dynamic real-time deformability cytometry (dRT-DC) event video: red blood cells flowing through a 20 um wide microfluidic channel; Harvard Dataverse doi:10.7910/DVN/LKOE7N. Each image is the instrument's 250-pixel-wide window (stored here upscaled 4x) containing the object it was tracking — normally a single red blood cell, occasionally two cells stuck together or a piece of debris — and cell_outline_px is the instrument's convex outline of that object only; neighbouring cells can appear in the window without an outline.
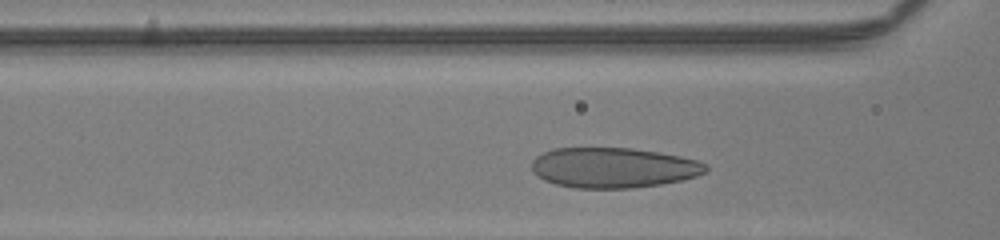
{"species": "human", "species_latin": "Homo sapiens", "temperature_condition": "room temperature", "stored_images_in_passage": 27, "camera_frame_rate_fps": 3000, "um_per_image_px": 0.085, "donor": {"sex": "male"}, "frame": {"image": 1, "passage_image": 6, "time_ms": 1.667, "image_size_px": [1000, 240], "cell_outline_px": [[708, 172], [684, 180], [660, 184], [632, 188], [576, 188], [556, 184], [544, 180], [536, 176], [532, 172], [532, 160], [536, 156], [552, 148], [632, 148], [660, 152], [680, 156], [696, 160], [708, 164]], "centroid_in_image_um": [52.14, 14.25], "position_along_channel_um": 114.5, "area_um2": 41.15}}
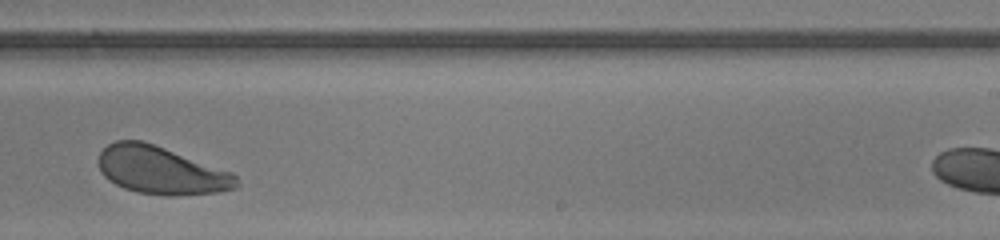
{"frame": {"image": 2, "passage_image": 18, "time_ms": 5.667, "image_size_px": [1000, 240], "cell_outline_px": [[240, 184], [236, 188], [216, 192], [176, 196], [168, 196], [136, 192], [124, 188], [108, 180], [100, 172], [96, 160], [100, 152], [108, 144], [116, 140], [144, 140], [232, 172], [236, 176]], "centroid_in_image_um": [13.66, 14.47], "position_along_channel_um": 275.3, "area_um2": 38.78}}
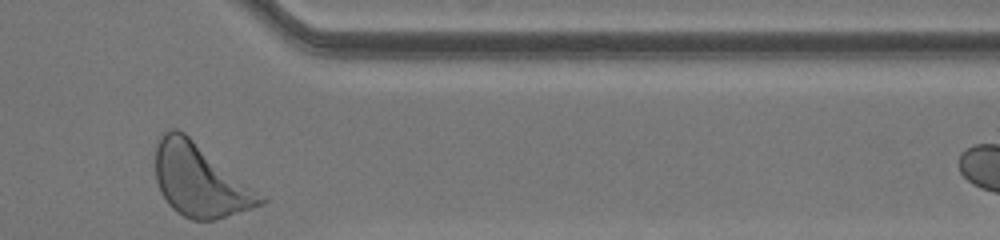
{"frame": {"image": 3, "passage_image": 27, "time_ms": 8.667, "image_size_px": [1000, 240], "cell_outline_px": [[268, 200], [264, 204], [216, 220], [192, 220], [176, 212], [168, 204], [160, 192], [156, 180], [156, 140], [164, 132], [172, 128], [176, 128], [184, 132]], "centroid_in_image_um": [16.96, 15.34], "position_along_channel_um": 394.4, "area_um2": 43.99}, "authors_computed_cell_mechanics": {"area_um2": 39.1884, "velocity_mm_per_s": 4.0308, "shape_relaxation_time_tau1_ms": 1.6412, "shape_relaxation_time_tau2_ms": null, "deformation_change_tau1": 0.1063, "deformation_change_tau2": null}}